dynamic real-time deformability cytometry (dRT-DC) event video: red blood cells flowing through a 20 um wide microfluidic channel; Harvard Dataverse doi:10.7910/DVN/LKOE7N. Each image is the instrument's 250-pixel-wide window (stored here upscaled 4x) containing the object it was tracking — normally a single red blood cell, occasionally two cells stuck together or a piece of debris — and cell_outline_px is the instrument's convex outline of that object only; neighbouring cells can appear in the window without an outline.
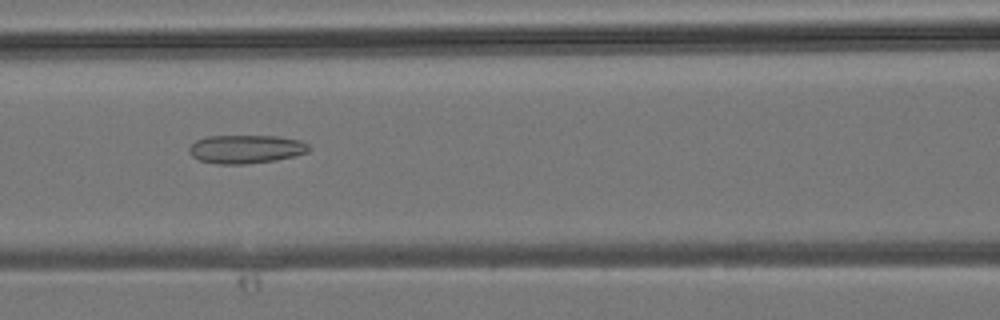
{"species": "common noctule bat (a hibernating species)", "species_latin": "Nyctalus noctula", "temperature_condition": "room temperature", "stored_images_in_passage": 41, "camera_frame_rate_fps": 3000, "um_per_image_px": 0.085, "animal": {"sex": "male", "body_mass_g": 19.2, "forearm_length_mm": 51.8}, "frame": {"image": 1, "passage_image": 17, "time_ms": 5.333, "image_size_px": [1000, 320], "cell_outline_px": [[312, 148], [308, 152], [296, 156], [276, 160], [244, 164], [216, 164], [200, 160], [192, 156], [188, 152], [188, 148], [196, 140], [208, 136], [276, 136], [300, 140], [308, 144]], "centroid_in_image_um": [20.92, 12.67], "position_along_channel_um": 145.7, "area_um2": 20.0}}
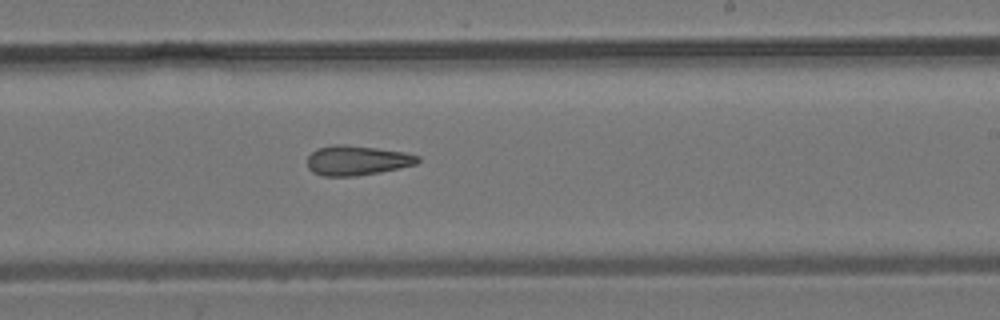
{"frame": {"image": 2, "passage_image": 24, "time_ms": 7.667, "image_size_px": [1000, 320], "cell_outline_px": [[420, 160], [416, 164], [400, 168], [380, 172], [356, 176], [324, 176], [312, 172], [308, 168], [308, 156], [316, 148], [332, 144], [344, 144], [376, 148], [404, 152], [420, 156]], "centroid_in_image_um": [30.33, 13.63], "position_along_channel_um": 258.7, "area_um2": 19.25}}
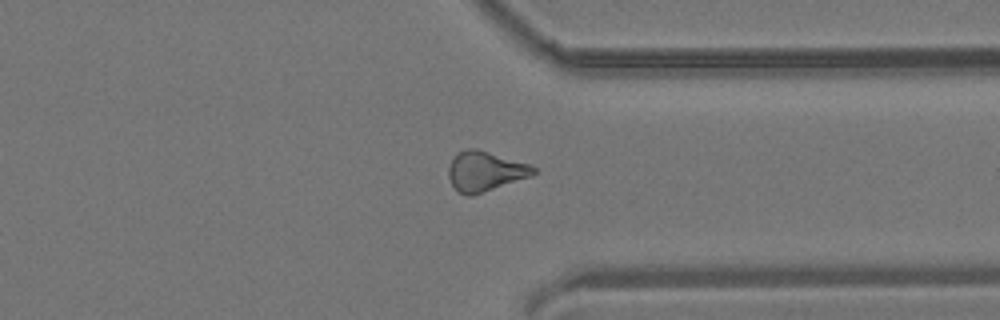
{"frame": {"image": 3, "passage_image": 31, "time_ms": 10.0, "image_size_px": [1000, 320], "cell_outline_px": [[536, 172], [532, 176], [472, 196], [468, 196], [460, 192], [452, 184], [448, 176], [448, 168], [452, 160], [464, 148], [476, 148], [528, 164], [536, 168]], "centroid_in_image_um": [41.24, 14.56], "position_along_channel_um": 370.2, "area_um2": 19.48}}